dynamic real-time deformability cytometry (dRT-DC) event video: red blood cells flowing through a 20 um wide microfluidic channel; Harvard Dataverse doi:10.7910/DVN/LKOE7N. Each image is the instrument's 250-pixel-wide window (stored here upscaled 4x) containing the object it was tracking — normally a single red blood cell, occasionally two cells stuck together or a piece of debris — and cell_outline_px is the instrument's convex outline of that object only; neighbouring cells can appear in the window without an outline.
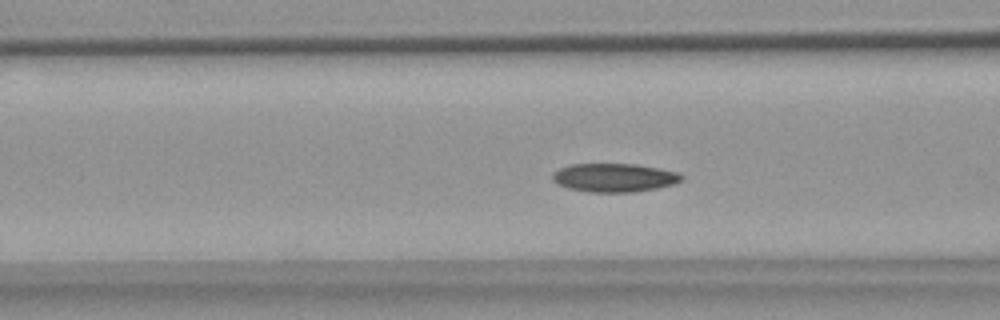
{"species": "common noctule bat (a hibernating species)", "species_latin": "Nyctalus noctula", "temperature_condition": "warm", "stored_images_in_passage": 54, "camera_frame_rate_fps": 3000, "um_per_image_px": 0.085, "animal": {"sex": "female", "body_mass_g": 18.4}, "frame": {"image": 1, "passage_image": 20, "time_ms": 6.333, "image_size_px": [1000, 320], "cell_outline_px": [[684, 176], [676, 184], [636, 192], [588, 192], [568, 188], [556, 184], [552, 180], [552, 172], [560, 168], [572, 164], [636, 164], [660, 168], [680, 172]], "centroid_in_image_um": [52.22, 15.1], "position_along_channel_um": 114.4, "area_um2": 21.73}}
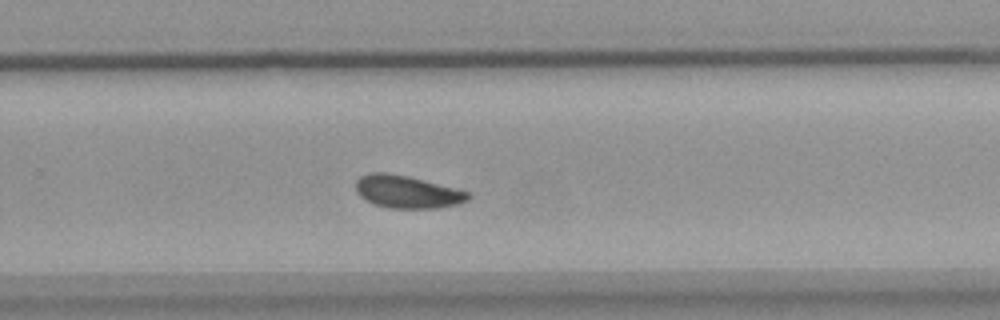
{"frame": {"image": 2, "passage_image": 35, "time_ms": 11.333, "image_size_px": [1000, 320], "cell_outline_px": [[472, 196], [468, 200], [460, 204], [440, 208], [388, 208], [372, 204], [360, 196], [356, 192], [356, 180], [360, 176], [368, 172], [388, 172], [408, 176], [472, 192]], "centroid_in_image_um": [34.63, 16.3], "position_along_channel_um": 295.2, "area_um2": 21.79}}
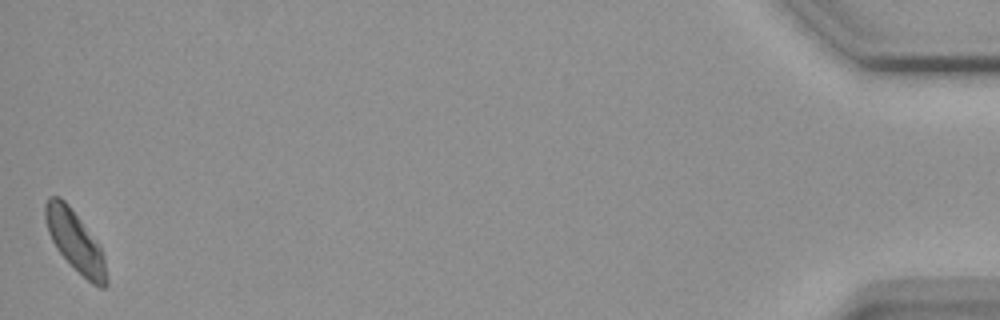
{"frame": {"image": 3, "passage_image": 54, "time_ms": 17.667, "image_size_px": [1000, 320], "cell_outline_px": [[108, 284], [104, 288], [100, 288], [92, 284], [56, 248], [48, 232], [44, 220], [44, 204], [48, 196], [60, 196], [68, 204], [100, 244], [104, 256], [108, 280]], "centroid_in_image_um": [6.39, 20.47], "position_along_channel_um": 428.8, "area_um2": 21.62}, "authors_computed_cell_mechanics": {"area_um2": 21.2993, "velocity_mm_per_s": 3.6332, "shape_relaxation_time_tau1_ms": 4.1064, "shape_relaxation_time_tau2_ms": 6.2472, "deformation_change_tau1": 0.0998, "deformation_change_tau2": 0.0913}}